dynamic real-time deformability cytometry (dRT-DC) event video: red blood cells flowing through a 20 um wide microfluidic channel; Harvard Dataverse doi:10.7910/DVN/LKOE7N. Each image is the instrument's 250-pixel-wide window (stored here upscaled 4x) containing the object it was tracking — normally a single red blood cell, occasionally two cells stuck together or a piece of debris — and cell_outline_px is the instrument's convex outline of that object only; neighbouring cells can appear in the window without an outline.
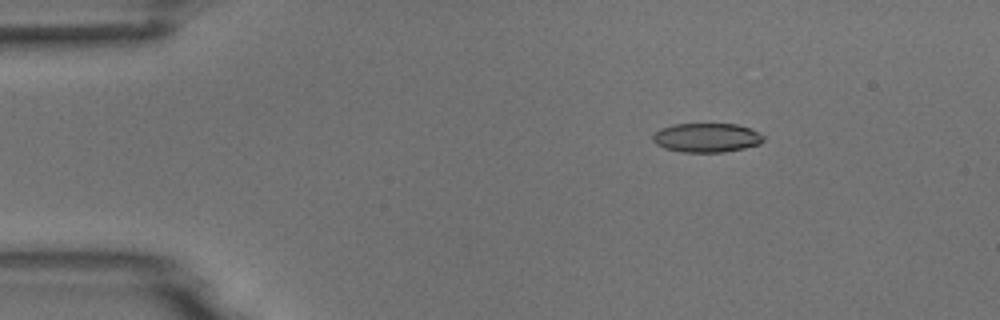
{"species": "common noctule bat (a hibernating species)", "species_latin": "Nyctalus noctula", "temperature_condition": "room temperature", "stored_images_in_passage": 5, "camera_frame_rate_fps": 3000, "um_per_image_px": 0.085, "animal": {"sex": "male", "body_mass_g": 18.8}, "frame": {"image": 1, "passage_image": 3, "time_ms": 2.333, "image_size_px": [1000, 320], "cell_outline_px": [[764, 140], [760, 144], [744, 148], [724, 152], [680, 152], [664, 148], [656, 144], [652, 140], [652, 136], [660, 128], [676, 124], [736, 124], [748, 128], [764, 136]], "centroid_in_image_um": [60.04, 11.71], "position_along_channel_um": 25.0, "area_um2": 18.73}}
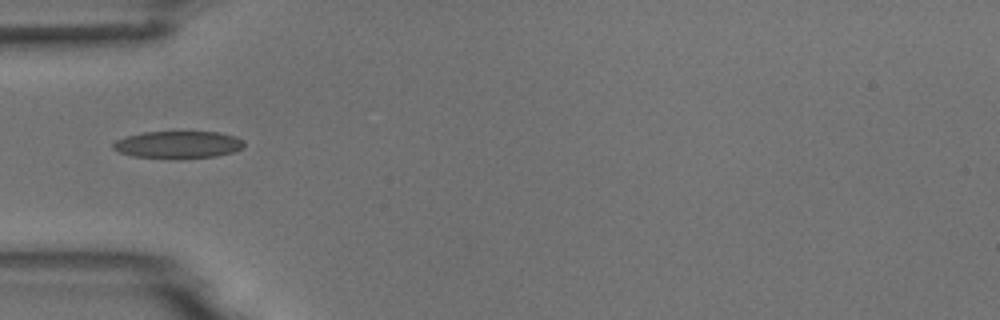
{"frame": {"image": 2, "passage_image": 5, "time_ms": 5.333, "image_size_px": [1000, 320], "cell_outline_px": [[244, 148], [232, 152], [216, 156], [180, 160], [168, 160], [132, 156], [120, 152], [112, 148], [112, 144], [116, 140], [128, 136], [144, 132], [220, 132], [236, 136], [244, 140]], "centroid_in_image_um": [15.16, 12.32], "position_along_channel_um": 69.8, "area_um2": 21.39}}